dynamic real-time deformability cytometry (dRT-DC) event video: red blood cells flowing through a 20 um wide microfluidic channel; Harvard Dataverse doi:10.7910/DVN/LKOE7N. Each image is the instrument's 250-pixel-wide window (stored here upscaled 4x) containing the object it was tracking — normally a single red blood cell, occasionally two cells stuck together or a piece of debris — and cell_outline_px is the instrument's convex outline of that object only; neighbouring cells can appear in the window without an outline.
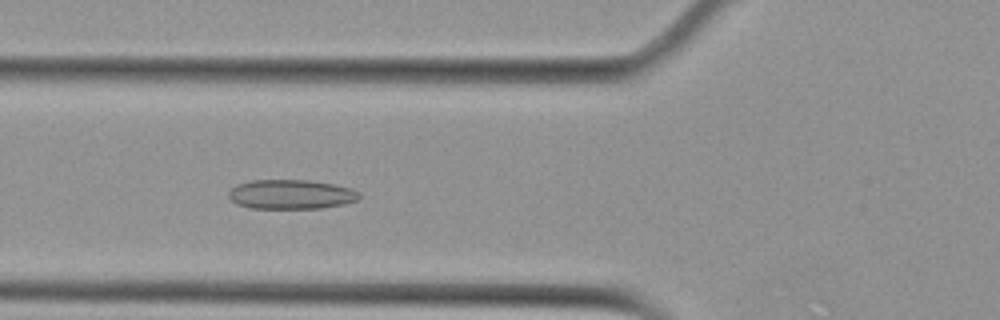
{"species": "Egyptian fruit bat (a non-hibernating species)", "species_latin": "Rousettus aegyptiacus", "temperature_condition": "cold", "stored_images_in_passage": 49, "camera_frame_rate_fps": 3000, "um_per_image_px": 0.085, "animal": {"sex": "female"}, "frame": {"image": 1, "passage_image": 15, "time_ms": 4.667, "image_size_px": [1000, 320], "cell_outline_px": [[360, 196], [356, 200], [344, 204], [320, 208], [252, 208], [236, 204], [228, 196], [228, 192], [236, 184], [248, 180], [308, 180], [336, 184], [352, 188], [360, 192]], "centroid_in_image_um": [24.74, 16.51], "position_along_channel_um": 101.1, "area_um2": 22.54}}
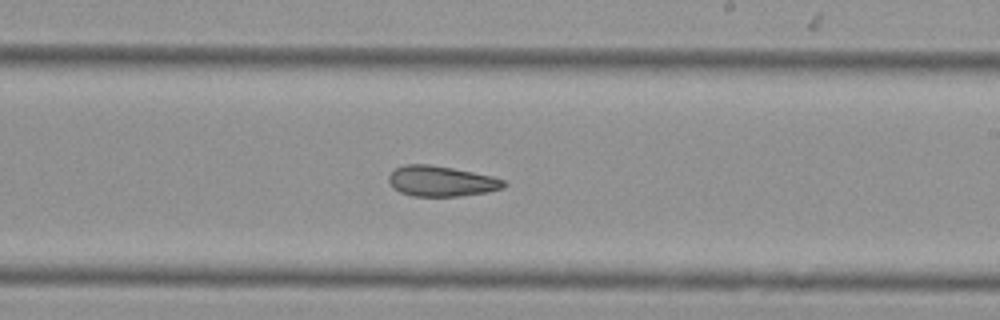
{"frame": {"image": 2, "passage_image": 27, "time_ms": 8.667, "image_size_px": [1000, 320], "cell_outline_px": [[508, 184], [504, 188], [488, 192], [460, 196], [412, 196], [400, 192], [392, 188], [388, 180], [388, 176], [396, 168], [404, 164], [428, 164], [452, 168], [492, 176], [504, 180]], "centroid_in_image_um": [37.51, 15.4], "position_along_channel_um": 251.5, "area_um2": 20.52}}
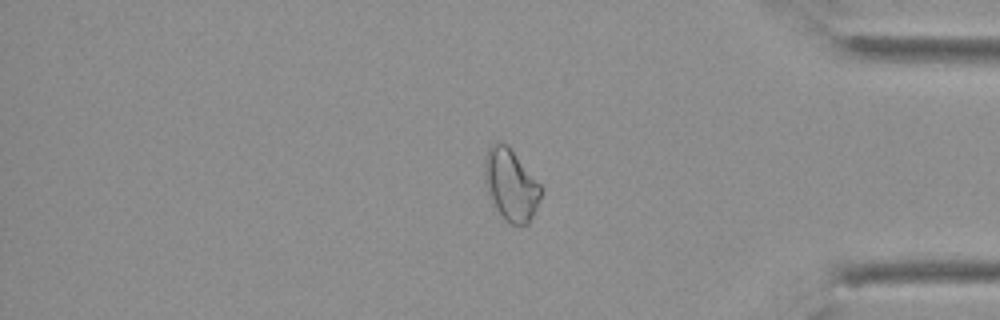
{"frame": {"image": 3, "passage_image": 40, "time_ms": 13.0, "image_size_px": [1000, 320], "cell_outline_px": [[544, 188], [536, 208], [528, 224], [512, 224], [504, 220], [492, 204], [484, 184], [484, 160], [488, 148], [492, 144], [508, 144]], "centroid_in_image_um": [43.41, 15.71], "position_along_channel_um": 391.8, "area_um2": 23.76}, "authors_computed_cell_mechanics": {"area_um2": 22.7732, "velocity_mm_per_s": 3.767, "shape_relaxation_time_tau1_ms": null, "shape_relaxation_time_tau2_ms": 4.7659, "deformation_change_tau1": null, "deformation_change_tau2": 0.1245}}